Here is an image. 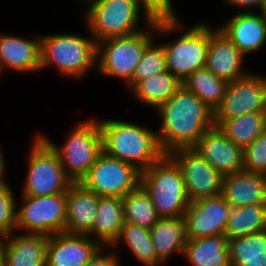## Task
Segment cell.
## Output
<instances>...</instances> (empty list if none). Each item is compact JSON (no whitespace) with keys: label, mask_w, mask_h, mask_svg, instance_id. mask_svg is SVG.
I'll list each match as a JSON object with an SVG mask.
<instances>
[{"label":"cell","mask_w":266,"mask_h":266,"mask_svg":"<svg viewBox=\"0 0 266 266\" xmlns=\"http://www.w3.org/2000/svg\"><path fill=\"white\" fill-rule=\"evenodd\" d=\"M266 230V204L232 207L224 231L227 240Z\"/></svg>","instance_id":"f1b7e54d"},{"label":"cell","mask_w":266,"mask_h":266,"mask_svg":"<svg viewBox=\"0 0 266 266\" xmlns=\"http://www.w3.org/2000/svg\"><path fill=\"white\" fill-rule=\"evenodd\" d=\"M243 170L266 175V129L243 149Z\"/></svg>","instance_id":"e575fe53"},{"label":"cell","mask_w":266,"mask_h":266,"mask_svg":"<svg viewBox=\"0 0 266 266\" xmlns=\"http://www.w3.org/2000/svg\"><path fill=\"white\" fill-rule=\"evenodd\" d=\"M9 182L0 184V235L16 231L17 196Z\"/></svg>","instance_id":"836d02e7"},{"label":"cell","mask_w":266,"mask_h":266,"mask_svg":"<svg viewBox=\"0 0 266 266\" xmlns=\"http://www.w3.org/2000/svg\"><path fill=\"white\" fill-rule=\"evenodd\" d=\"M97 120L103 152L108 156L132 164L142 172L165 155L153 128L122 119Z\"/></svg>","instance_id":"3957f363"},{"label":"cell","mask_w":266,"mask_h":266,"mask_svg":"<svg viewBox=\"0 0 266 266\" xmlns=\"http://www.w3.org/2000/svg\"><path fill=\"white\" fill-rule=\"evenodd\" d=\"M5 249H6L5 236L0 235V266H4Z\"/></svg>","instance_id":"60d3db41"},{"label":"cell","mask_w":266,"mask_h":266,"mask_svg":"<svg viewBox=\"0 0 266 266\" xmlns=\"http://www.w3.org/2000/svg\"><path fill=\"white\" fill-rule=\"evenodd\" d=\"M154 112L160 119L159 130H155L165 154L193 147L214 126V111L183 85Z\"/></svg>","instance_id":"6da1fadb"},{"label":"cell","mask_w":266,"mask_h":266,"mask_svg":"<svg viewBox=\"0 0 266 266\" xmlns=\"http://www.w3.org/2000/svg\"><path fill=\"white\" fill-rule=\"evenodd\" d=\"M156 37V18L141 31L97 42L96 71L105 78L122 80L127 86L147 45Z\"/></svg>","instance_id":"52a82bcc"},{"label":"cell","mask_w":266,"mask_h":266,"mask_svg":"<svg viewBox=\"0 0 266 266\" xmlns=\"http://www.w3.org/2000/svg\"><path fill=\"white\" fill-rule=\"evenodd\" d=\"M99 196L72 183L66 191V222L64 232L88 235L94 226Z\"/></svg>","instance_id":"ffe728a7"},{"label":"cell","mask_w":266,"mask_h":266,"mask_svg":"<svg viewBox=\"0 0 266 266\" xmlns=\"http://www.w3.org/2000/svg\"><path fill=\"white\" fill-rule=\"evenodd\" d=\"M78 1L85 3L83 9V11L86 9L83 12L87 26L85 28L96 42L146 29L157 17L141 0Z\"/></svg>","instance_id":"277c9868"},{"label":"cell","mask_w":266,"mask_h":266,"mask_svg":"<svg viewBox=\"0 0 266 266\" xmlns=\"http://www.w3.org/2000/svg\"><path fill=\"white\" fill-rule=\"evenodd\" d=\"M221 195L232 207L266 204V175L244 170L225 175Z\"/></svg>","instance_id":"44dd1931"},{"label":"cell","mask_w":266,"mask_h":266,"mask_svg":"<svg viewBox=\"0 0 266 266\" xmlns=\"http://www.w3.org/2000/svg\"><path fill=\"white\" fill-rule=\"evenodd\" d=\"M238 266H266V258L243 259Z\"/></svg>","instance_id":"ab89813d"},{"label":"cell","mask_w":266,"mask_h":266,"mask_svg":"<svg viewBox=\"0 0 266 266\" xmlns=\"http://www.w3.org/2000/svg\"><path fill=\"white\" fill-rule=\"evenodd\" d=\"M100 247L85 234L61 232L49 236L46 266H85Z\"/></svg>","instance_id":"ac0fdd59"},{"label":"cell","mask_w":266,"mask_h":266,"mask_svg":"<svg viewBox=\"0 0 266 266\" xmlns=\"http://www.w3.org/2000/svg\"><path fill=\"white\" fill-rule=\"evenodd\" d=\"M123 202L117 196H99L96 220L88 234L101 246H112L123 227Z\"/></svg>","instance_id":"cb8c5ba5"},{"label":"cell","mask_w":266,"mask_h":266,"mask_svg":"<svg viewBox=\"0 0 266 266\" xmlns=\"http://www.w3.org/2000/svg\"><path fill=\"white\" fill-rule=\"evenodd\" d=\"M73 126V127H72ZM66 140L57 145L44 132L38 133L56 152L66 175L73 183H79L103 152L102 136L98 120L92 116L72 124Z\"/></svg>","instance_id":"8992f818"},{"label":"cell","mask_w":266,"mask_h":266,"mask_svg":"<svg viewBox=\"0 0 266 266\" xmlns=\"http://www.w3.org/2000/svg\"><path fill=\"white\" fill-rule=\"evenodd\" d=\"M121 244V245H120ZM125 245L129 254L143 266H163L164 264L157 258L154 245L152 243L150 229L124 222L118 239L111 246L115 251L119 246ZM116 248V249H115Z\"/></svg>","instance_id":"4316f807"},{"label":"cell","mask_w":266,"mask_h":266,"mask_svg":"<svg viewBox=\"0 0 266 266\" xmlns=\"http://www.w3.org/2000/svg\"><path fill=\"white\" fill-rule=\"evenodd\" d=\"M192 148L224 176L243 170V148L229 140L218 126L206 130Z\"/></svg>","instance_id":"2e32d148"},{"label":"cell","mask_w":266,"mask_h":266,"mask_svg":"<svg viewBox=\"0 0 266 266\" xmlns=\"http://www.w3.org/2000/svg\"><path fill=\"white\" fill-rule=\"evenodd\" d=\"M266 101V75L251 71L228 82L221 104L214 111V125L247 113L263 112Z\"/></svg>","instance_id":"4fadbf2b"},{"label":"cell","mask_w":266,"mask_h":266,"mask_svg":"<svg viewBox=\"0 0 266 266\" xmlns=\"http://www.w3.org/2000/svg\"><path fill=\"white\" fill-rule=\"evenodd\" d=\"M181 19L180 16L156 17V38L162 40L177 34L175 39L161 43L166 53L167 70L183 82L194 71L206 66L210 25L203 21L185 27V21Z\"/></svg>","instance_id":"7a4b0ae2"},{"label":"cell","mask_w":266,"mask_h":266,"mask_svg":"<svg viewBox=\"0 0 266 266\" xmlns=\"http://www.w3.org/2000/svg\"><path fill=\"white\" fill-rule=\"evenodd\" d=\"M182 257L190 266H231L224 235L187 239Z\"/></svg>","instance_id":"d4e9b609"},{"label":"cell","mask_w":266,"mask_h":266,"mask_svg":"<svg viewBox=\"0 0 266 266\" xmlns=\"http://www.w3.org/2000/svg\"><path fill=\"white\" fill-rule=\"evenodd\" d=\"M7 70L20 74L40 72V34L29 39L0 32V79Z\"/></svg>","instance_id":"d6986e66"},{"label":"cell","mask_w":266,"mask_h":266,"mask_svg":"<svg viewBox=\"0 0 266 266\" xmlns=\"http://www.w3.org/2000/svg\"><path fill=\"white\" fill-rule=\"evenodd\" d=\"M182 85V82L167 70L138 81L130 90L138 103L148 106L154 111L168 101Z\"/></svg>","instance_id":"484cf974"},{"label":"cell","mask_w":266,"mask_h":266,"mask_svg":"<svg viewBox=\"0 0 266 266\" xmlns=\"http://www.w3.org/2000/svg\"><path fill=\"white\" fill-rule=\"evenodd\" d=\"M180 168L191 202L218 196L224 175L214 169L194 148H178L167 154Z\"/></svg>","instance_id":"7c38bea8"},{"label":"cell","mask_w":266,"mask_h":266,"mask_svg":"<svg viewBox=\"0 0 266 266\" xmlns=\"http://www.w3.org/2000/svg\"><path fill=\"white\" fill-rule=\"evenodd\" d=\"M263 113H264L265 120H266V101H265V105H264V111H263Z\"/></svg>","instance_id":"7bdbcfd3"},{"label":"cell","mask_w":266,"mask_h":266,"mask_svg":"<svg viewBox=\"0 0 266 266\" xmlns=\"http://www.w3.org/2000/svg\"><path fill=\"white\" fill-rule=\"evenodd\" d=\"M17 201L16 231L52 236L64 232L66 193L49 196L22 195Z\"/></svg>","instance_id":"30bf717a"},{"label":"cell","mask_w":266,"mask_h":266,"mask_svg":"<svg viewBox=\"0 0 266 266\" xmlns=\"http://www.w3.org/2000/svg\"><path fill=\"white\" fill-rule=\"evenodd\" d=\"M217 126L229 140L244 149L266 129V120L263 112H253L222 120Z\"/></svg>","instance_id":"83f0119b"},{"label":"cell","mask_w":266,"mask_h":266,"mask_svg":"<svg viewBox=\"0 0 266 266\" xmlns=\"http://www.w3.org/2000/svg\"><path fill=\"white\" fill-rule=\"evenodd\" d=\"M157 17L179 16L173 0H141Z\"/></svg>","instance_id":"8d00e7d4"},{"label":"cell","mask_w":266,"mask_h":266,"mask_svg":"<svg viewBox=\"0 0 266 266\" xmlns=\"http://www.w3.org/2000/svg\"><path fill=\"white\" fill-rule=\"evenodd\" d=\"M182 84L213 111L221 104L228 86L227 81L218 78L206 67L194 71Z\"/></svg>","instance_id":"f546056e"},{"label":"cell","mask_w":266,"mask_h":266,"mask_svg":"<svg viewBox=\"0 0 266 266\" xmlns=\"http://www.w3.org/2000/svg\"><path fill=\"white\" fill-rule=\"evenodd\" d=\"M97 42L91 34H40V71L52 68L66 79H84L96 70Z\"/></svg>","instance_id":"5b68a950"},{"label":"cell","mask_w":266,"mask_h":266,"mask_svg":"<svg viewBox=\"0 0 266 266\" xmlns=\"http://www.w3.org/2000/svg\"><path fill=\"white\" fill-rule=\"evenodd\" d=\"M261 12H264L266 14V0H262Z\"/></svg>","instance_id":"b9f144b4"},{"label":"cell","mask_w":266,"mask_h":266,"mask_svg":"<svg viewBox=\"0 0 266 266\" xmlns=\"http://www.w3.org/2000/svg\"><path fill=\"white\" fill-rule=\"evenodd\" d=\"M221 26V30L247 57L261 51L266 45V14L264 12H238Z\"/></svg>","instance_id":"e0dca14e"},{"label":"cell","mask_w":266,"mask_h":266,"mask_svg":"<svg viewBox=\"0 0 266 266\" xmlns=\"http://www.w3.org/2000/svg\"><path fill=\"white\" fill-rule=\"evenodd\" d=\"M79 183L98 196L123 198L141 184V171L102 152Z\"/></svg>","instance_id":"8fae6325"},{"label":"cell","mask_w":266,"mask_h":266,"mask_svg":"<svg viewBox=\"0 0 266 266\" xmlns=\"http://www.w3.org/2000/svg\"><path fill=\"white\" fill-rule=\"evenodd\" d=\"M156 37L147 45L145 52L135 67L132 81L126 86L131 89L138 81L145 80L167 71L166 53Z\"/></svg>","instance_id":"d6a6232c"},{"label":"cell","mask_w":266,"mask_h":266,"mask_svg":"<svg viewBox=\"0 0 266 266\" xmlns=\"http://www.w3.org/2000/svg\"><path fill=\"white\" fill-rule=\"evenodd\" d=\"M3 149L1 148V145H0V184H3V183H6L8 182L9 180L6 179L7 177V159L5 158V155L3 153Z\"/></svg>","instance_id":"f35d334b"},{"label":"cell","mask_w":266,"mask_h":266,"mask_svg":"<svg viewBox=\"0 0 266 266\" xmlns=\"http://www.w3.org/2000/svg\"><path fill=\"white\" fill-rule=\"evenodd\" d=\"M21 195L49 196L66 193L73 183L66 175L56 152L37 133L31 140Z\"/></svg>","instance_id":"9c48e42d"},{"label":"cell","mask_w":266,"mask_h":266,"mask_svg":"<svg viewBox=\"0 0 266 266\" xmlns=\"http://www.w3.org/2000/svg\"><path fill=\"white\" fill-rule=\"evenodd\" d=\"M120 255L111 246H101L85 266H122Z\"/></svg>","instance_id":"d590c367"},{"label":"cell","mask_w":266,"mask_h":266,"mask_svg":"<svg viewBox=\"0 0 266 266\" xmlns=\"http://www.w3.org/2000/svg\"><path fill=\"white\" fill-rule=\"evenodd\" d=\"M150 235L157 258L164 265L171 260L173 255L177 254L182 257L187 241L183 216L159 218L150 228Z\"/></svg>","instance_id":"603a6c76"},{"label":"cell","mask_w":266,"mask_h":266,"mask_svg":"<svg viewBox=\"0 0 266 266\" xmlns=\"http://www.w3.org/2000/svg\"><path fill=\"white\" fill-rule=\"evenodd\" d=\"M5 240L4 266H46L48 236L14 231Z\"/></svg>","instance_id":"7402d4cb"},{"label":"cell","mask_w":266,"mask_h":266,"mask_svg":"<svg viewBox=\"0 0 266 266\" xmlns=\"http://www.w3.org/2000/svg\"><path fill=\"white\" fill-rule=\"evenodd\" d=\"M221 1H224L223 4L227 3L226 5L228 7L230 6L233 7L232 9H237V13L261 12L262 8V0H221Z\"/></svg>","instance_id":"74e56055"},{"label":"cell","mask_w":266,"mask_h":266,"mask_svg":"<svg viewBox=\"0 0 266 266\" xmlns=\"http://www.w3.org/2000/svg\"><path fill=\"white\" fill-rule=\"evenodd\" d=\"M141 185L160 218L184 216L191 201L180 168L167 154L141 172Z\"/></svg>","instance_id":"ba28073f"},{"label":"cell","mask_w":266,"mask_h":266,"mask_svg":"<svg viewBox=\"0 0 266 266\" xmlns=\"http://www.w3.org/2000/svg\"><path fill=\"white\" fill-rule=\"evenodd\" d=\"M231 266H238L243 259L266 258V230L228 240Z\"/></svg>","instance_id":"1f68e13d"},{"label":"cell","mask_w":266,"mask_h":266,"mask_svg":"<svg viewBox=\"0 0 266 266\" xmlns=\"http://www.w3.org/2000/svg\"><path fill=\"white\" fill-rule=\"evenodd\" d=\"M122 202L124 222L150 229L160 218L150 194L141 184L126 194L122 198Z\"/></svg>","instance_id":"4dcf8cb0"},{"label":"cell","mask_w":266,"mask_h":266,"mask_svg":"<svg viewBox=\"0 0 266 266\" xmlns=\"http://www.w3.org/2000/svg\"><path fill=\"white\" fill-rule=\"evenodd\" d=\"M231 209L221 194L190 202L183 216L187 239L224 235Z\"/></svg>","instance_id":"5bb4252c"},{"label":"cell","mask_w":266,"mask_h":266,"mask_svg":"<svg viewBox=\"0 0 266 266\" xmlns=\"http://www.w3.org/2000/svg\"><path fill=\"white\" fill-rule=\"evenodd\" d=\"M246 56L216 27L210 25L206 68L227 82L245 77L251 71L244 68ZM245 61V62H244Z\"/></svg>","instance_id":"9a60e30c"}]
</instances>
